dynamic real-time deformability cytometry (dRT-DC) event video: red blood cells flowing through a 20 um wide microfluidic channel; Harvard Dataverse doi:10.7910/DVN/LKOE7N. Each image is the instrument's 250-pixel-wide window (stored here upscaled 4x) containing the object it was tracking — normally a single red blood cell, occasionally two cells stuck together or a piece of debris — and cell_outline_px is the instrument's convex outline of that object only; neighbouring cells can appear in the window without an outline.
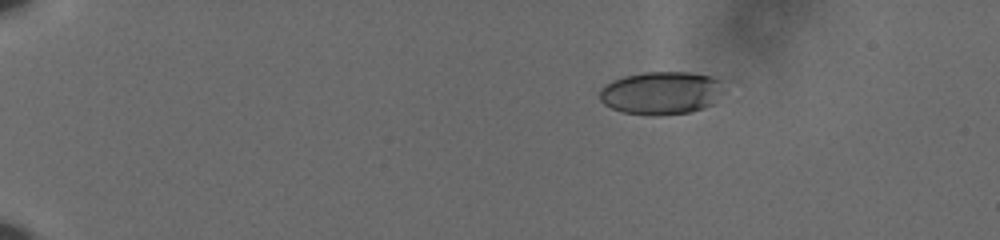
{"species": "human", "species_latin": "Homo sapiens", "temperature_condition": "cold", "stored_images_in_passage": 49, "camera_frame_rate_fps": 3000, "um_per_image_px": 0.085, "donor": {"sex": "male"}, "frame": {"image": 1, "passage_image": 1, "time_ms": 0.0, "image_size_px": [1000, 240], "cell_outline_px": [[720, 80], [712, 104], [704, 108], [688, 112], [660, 116], [652, 116], [620, 112], [604, 104], [600, 100], [600, 88], [604, 84], [612, 80], [624, 76], [644, 72], [688, 72], [712, 76]], "centroid_in_image_um": [56.08, 7.91], "position_along_channel_um": 28.9, "area_um2": 30.81}}
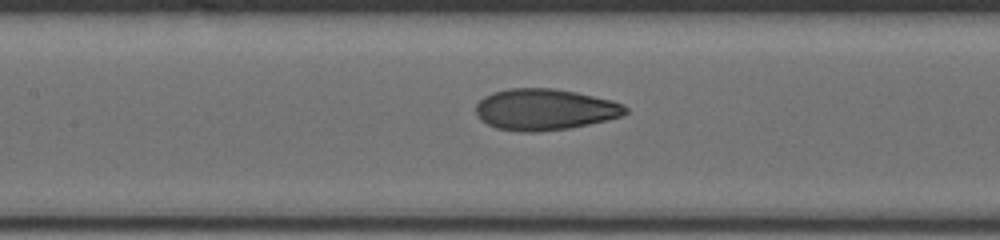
{"frame": {"image": 2, "passage_image": 21, "time_ms": 6.667, "image_size_px": [1000, 240], "cell_outline_px": [[628, 112], [620, 116], [608, 120], [568, 128], [536, 132], [520, 132], [496, 128], [480, 120], [476, 116], [476, 104], [484, 96], [492, 92], [508, 88], [552, 88], [576, 92], [612, 100], [624, 104], [628, 108]], "centroid_in_image_um": [46.29, 9.3], "position_along_channel_um": 161.1, "area_um2": 36.18}}
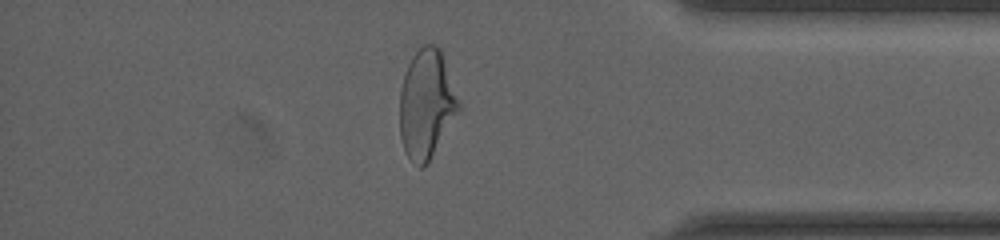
{"frame": {"image": 3, "passage_image": 42, "time_ms": 13.667, "image_size_px": [1000, 240], "cell_outline_px": [[460, 108], [428, 160], [420, 168], [404, 152], [400, 136], [400, 92], [404, 76], [408, 64], [412, 56], [424, 44], [436, 44], [440, 48], [460, 104]], "centroid_in_image_um": [36.22, 8.8], "position_along_channel_um": 399.0, "area_um2": 36.47}, "authors_computed_cell_mechanics": {"area_um2": 35.3736, "velocity_mm_per_s": 3.6425, "shape_relaxation_time_tau1_ms": 5.453, "shape_relaxation_time_tau2_ms": 1.0436, "deformation_change_tau1": 0.1989, "deformation_change_tau2": 0.0704}}